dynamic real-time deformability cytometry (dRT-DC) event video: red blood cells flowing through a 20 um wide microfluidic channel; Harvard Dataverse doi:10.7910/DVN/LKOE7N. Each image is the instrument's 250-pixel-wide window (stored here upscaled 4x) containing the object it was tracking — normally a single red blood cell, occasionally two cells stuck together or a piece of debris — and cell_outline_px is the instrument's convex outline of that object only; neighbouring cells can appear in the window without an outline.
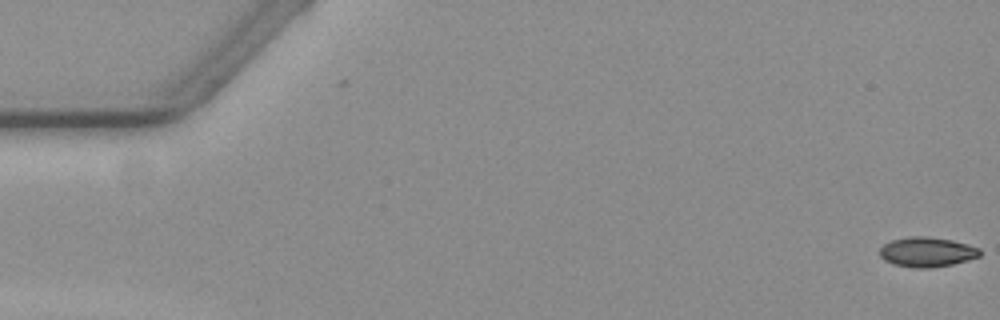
{"species": "common noctule bat (a hibernating species)", "species_latin": "Nyctalus noctula", "temperature_condition": "warm", "stored_images_in_passage": 2, "camera_frame_rate_fps": 3000, "um_per_image_px": 0.085, "animal": {"sex": "female", "body_mass_g": 19.3, "forearm_length_mm": 54.1}, "frame": {"image": 1, "passage_image": 2, "time_ms": 0.333, "image_size_px": [1000, 320], "cell_outline_px": [[980, 256], [968, 260], [952, 264], [932, 268], [912, 268], [892, 264], [884, 260], [880, 256], [880, 248], [884, 244], [892, 240], [912, 236], [924, 236], [952, 240], [980, 248]], "centroid_in_image_um": [78.78, 21.43], "position_along_channel_um": 6.2, "area_um2": 17.4}}